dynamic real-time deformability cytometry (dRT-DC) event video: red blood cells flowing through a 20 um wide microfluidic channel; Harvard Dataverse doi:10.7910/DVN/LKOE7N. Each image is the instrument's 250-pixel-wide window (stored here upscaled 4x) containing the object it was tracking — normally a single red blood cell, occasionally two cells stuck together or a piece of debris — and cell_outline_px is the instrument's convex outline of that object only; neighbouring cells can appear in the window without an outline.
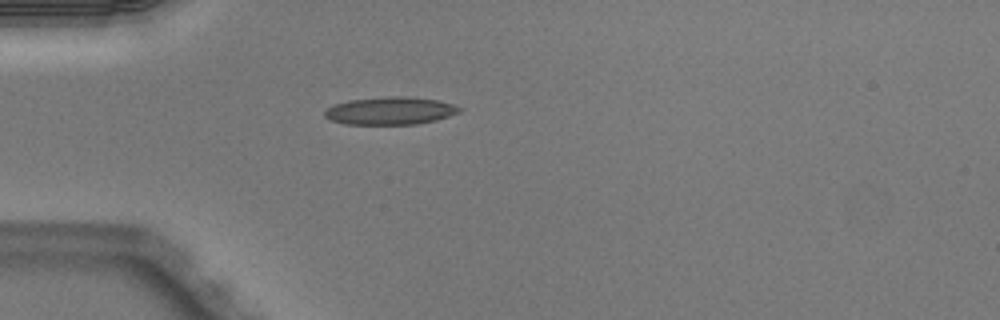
{"species": "Egyptian fruit bat (a non-hibernating species)", "species_latin": "Rousettus aegyptiacus", "temperature_condition": "warm", "stored_images_in_passage": 32, "camera_frame_rate_fps": 3000, "um_per_image_px": 0.085, "animal": {"sex": "male"}, "frame": {"image": 1, "passage_image": 1, "time_ms": 0.0, "image_size_px": [1000, 320], "cell_outline_px": [[464, 108], [460, 112], [436, 120], [416, 124], [344, 124], [332, 120], [324, 116], [324, 112], [332, 104], [348, 100], [384, 96], [408, 96], [440, 100]], "centroid_in_image_um": [33.18, 9.4], "position_along_channel_um": 51.8, "area_um2": 21.96}}
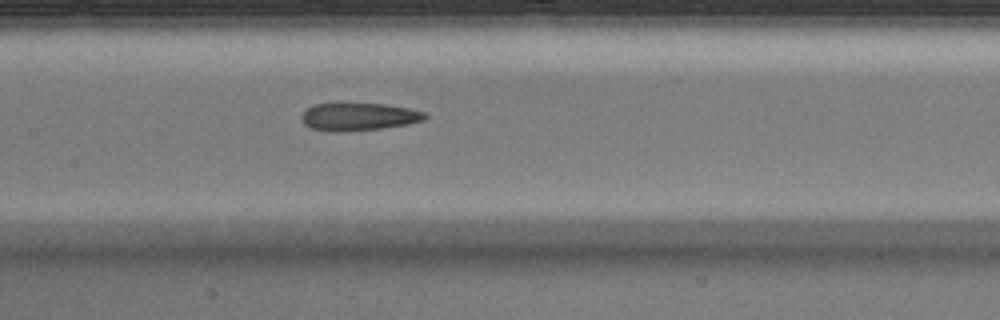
{"frame": {"image": 2, "passage_image": 11, "time_ms": 3.333, "image_size_px": [1000, 320], "cell_outline_px": [[428, 116], [424, 120], [408, 124], [384, 128], [344, 132], [328, 132], [312, 128], [304, 124], [300, 120], [300, 116], [308, 108], [316, 104], [384, 104], [408, 108], [424, 112]], "centroid_in_image_um": [30.48, 9.94], "position_along_channel_um": 176.9, "area_um2": 19.94}}
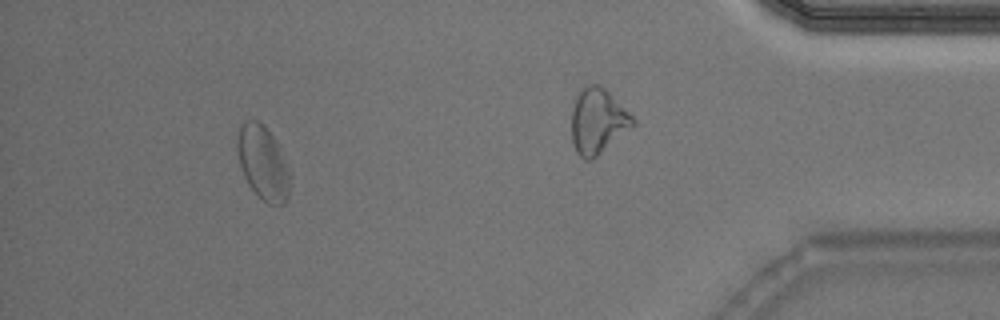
{"frame": {"image": 3, "passage_image": 27, "time_ms": 8.667, "image_size_px": [1000, 320], "cell_outline_px": [[288, 196], [284, 204], [268, 204], [248, 184], [244, 176], [240, 164], [236, 144], [240, 124], [244, 120], [256, 120], [264, 124], [280, 144], [288, 176]], "centroid_in_image_um": [22.32, 13.77], "position_along_channel_um": 412.9, "area_um2": 22.37}, "authors_computed_cell_mechanics": {"area_um2": 20.4323, "velocity_mm_per_s": 4.0792, "shape_relaxation_time_tau1_ms": null, "shape_relaxation_time_tau2_ms": 2.4521, "deformation_change_tau1": null, "deformation_change_tau2": 0.13}}